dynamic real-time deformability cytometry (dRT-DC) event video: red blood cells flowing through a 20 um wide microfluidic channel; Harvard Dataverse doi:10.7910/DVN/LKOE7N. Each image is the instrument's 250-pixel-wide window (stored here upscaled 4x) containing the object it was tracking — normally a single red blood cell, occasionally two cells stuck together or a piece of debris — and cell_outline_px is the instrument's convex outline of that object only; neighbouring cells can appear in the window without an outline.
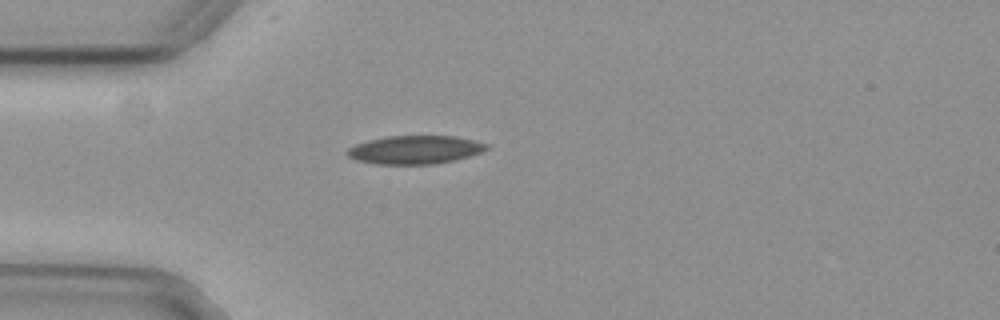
{"species": "common noctule bat (a hibernating species)", "species_latin": "Nyctalus noctula", "temperature_condition": "cold", "stored_images_in_passage": 41, "camera_frame_rate_fps": 3000, "um_per_image_px": 0.085, "animal": {"sex": "female", "body_mass_g": 29.2, "forearm_length_mm": 56.3}, "frame": {"image": 1, "passage_image": 1, "time_ms": 0.0, "image_size_px": [1000, 320], "cell_outline_px": [[488, 148], [480, 152], [456, 160], [436, 164], [376, 164], [356, 160], [348, 156], [344, 152], [348, 148], [356, 144], [368, 140], [388, 136], [452, 136], [472, 140], [488, 144]], "centroid_in_image_um": [35.23, 12.73], "position_along_channel_um": 49.8, "area_um2": 22.95}}
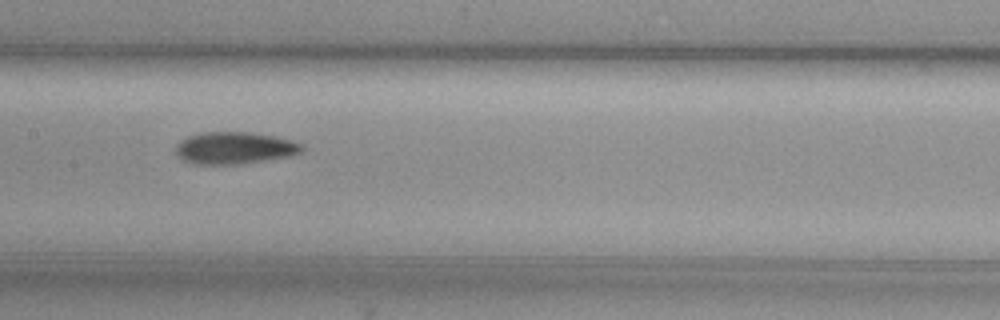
{"frame": {"image": 2, "passage_image": 13, "time_ms": 4.0, "image_size_px": [1000, 320], "cell_outline_px": [[304, 148], [300, 152], [288, 156], [240, 164], [196, 164], [180, 160], [176, 156], [176, 144], [188, 136], [200, 132], [248, 132], [276, 136], [304, 144]], "centroid_in_image_um": [19.9, 12.57], "position_along_channel_um": 187.5, "area_um2": 23.64}}
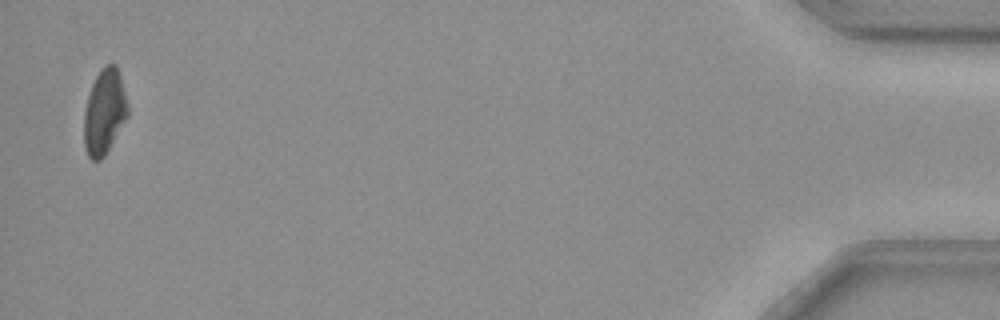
{"frame": {"image": 3, "passage_image": 40, "time_ms": 13.0, "image_size_px": [1000, 320], "cell_outline_px": [[128, 116], [104, 156], [100, 160], [92, 160], [88, 156], [84, 144], [84, 112], [88, 96], [92, 84], [96, 76], [108, 64], [116, 64], [120, 76], [128, 104]], "centroid_in_image_um": [8.87, 9.53], "position_along_channel_um": 426.3, "area_um2": 21.39}, "authors_computed_cell_mechanics": {"area_um2": 22.542, "velocity_mm_per_s": 3.723, "shape_relaxation_time_tau1_ms": 7.408, "shape_relaxation_time_tau2_ms": null, "deformation_change_tau1": 0.1608, "deformation_change_tau2": null}}